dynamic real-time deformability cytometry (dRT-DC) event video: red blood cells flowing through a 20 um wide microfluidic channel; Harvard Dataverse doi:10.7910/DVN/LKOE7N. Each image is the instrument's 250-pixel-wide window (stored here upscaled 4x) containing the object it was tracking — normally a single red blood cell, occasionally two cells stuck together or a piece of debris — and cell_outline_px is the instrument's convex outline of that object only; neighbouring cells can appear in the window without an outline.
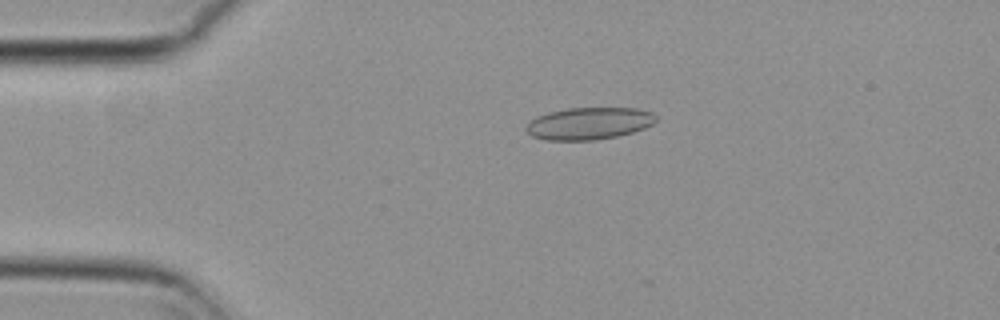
{"species": "common noctule bat (a hibernating species)", "species_latin": "Nyctalus noctula", "temperature_condition": "cold", "stored_images_in_passage": 17, "camera_frame_rate_fps": 3000, "um_per_image_px": 0.085, "animal": {"sex": "female", "body_mass_g": 29.2, "forearm_length_mm": 56.3}, "frame": {"image": 1, "passage_image": 12, "time_ms": 3.667, "image_size_px": [1000, 320], "cell_outline_px": [[656, 120], [652, 124], [644, 128], [632, 132], [616, 136], [596, 140], [544, 140], [532, 136], [524, 128], [536, 116], [548, 112], [568, 108], [636, 108], [652, 112], [656, 116]], "centroid_in_image_um": [50.05, 10.49], "position_along_channel_um": 35.0, "area_um2": 24.28}}